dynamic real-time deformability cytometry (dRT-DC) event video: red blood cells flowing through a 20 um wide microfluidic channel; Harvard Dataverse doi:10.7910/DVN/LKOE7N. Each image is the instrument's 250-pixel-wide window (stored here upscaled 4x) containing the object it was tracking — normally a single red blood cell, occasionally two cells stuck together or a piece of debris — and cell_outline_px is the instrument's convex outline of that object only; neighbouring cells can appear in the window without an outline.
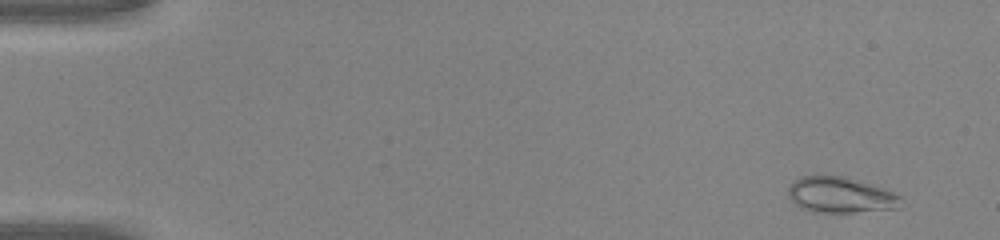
{"species": "common noctule bat (a hibernating species)", "species_latin": "Nyctalus noctula", "temperature_condition": "warm", "stored_images_in_passage": 47, "camera_frame_rate_fps": 3000, "um_per_image_px": 0.085, "animal": {"sex": "male", "body_mass_g": 20.0, "forearm_length_mm": 53.3}, "frame": {"image": 1, "passage_image": 4, "time_ms": 1.0, "image_size_px": [1000, 240], "cell_outline_px": [[908, 204], [896, 208], [852, 212], [812, 212], [800, 208], [788, 196], [788, 188], [800, 176], [844, 176], [884, 188], [896, 192]], "centroid_in_image_um": [71.51, 16.58], "position_along_channel_um": 13.5, "area_um2": 23.64}}
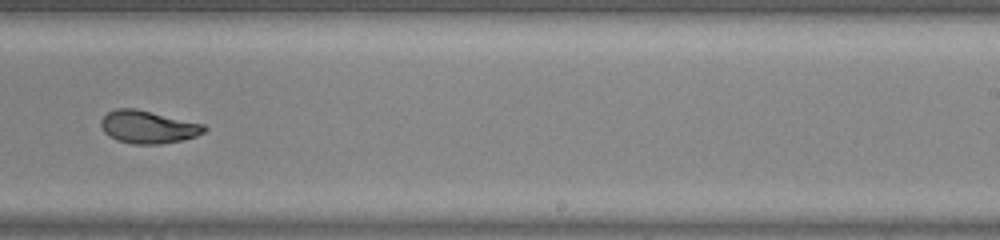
{"frame": {"image": 2, "passage_image": 31, "time_ms": 10.0, "image_size_px": [1000, 240], "cell_outline_px": [[208, 128], [204, 132], [196, 136], [184, 140], [160, 144], [132, 144], [116, 140], [108, 136], [104, 132], [100, 124], [100, 120], [108, 112], [116, 108], [136, 108], [204, 124]], "centroid_in_image_um": [12.58, 10.8], "position_along_channel_um": 276.4, "area_um2": 19.88}}
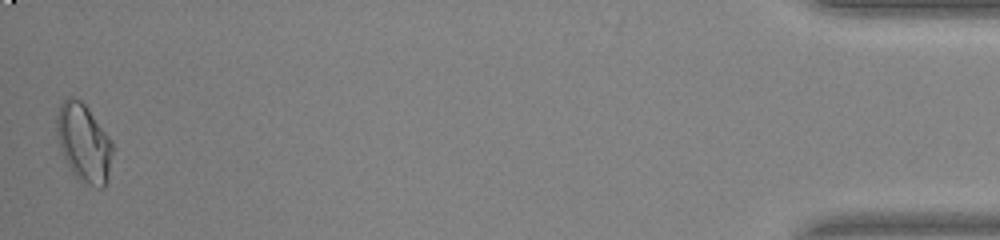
{"frame": {"image": 3, "passage_image": 47, "time_ms": 15.333, "image_size_px": [1000, 240], "cell_outline_px": [[112, 152], [108, 180], [104, 188], [96, 188], [80, 180], [68, 168], [64, 160], [56, 136], [56, 116], [60, 104], [68, 96], [72, 96], [80, 100], [88, 108], [112, 140]], "centroid_in_image_um": [7.1, 12.14], "position_along_channel_um": 428.1, "area_um2": 25.72}}